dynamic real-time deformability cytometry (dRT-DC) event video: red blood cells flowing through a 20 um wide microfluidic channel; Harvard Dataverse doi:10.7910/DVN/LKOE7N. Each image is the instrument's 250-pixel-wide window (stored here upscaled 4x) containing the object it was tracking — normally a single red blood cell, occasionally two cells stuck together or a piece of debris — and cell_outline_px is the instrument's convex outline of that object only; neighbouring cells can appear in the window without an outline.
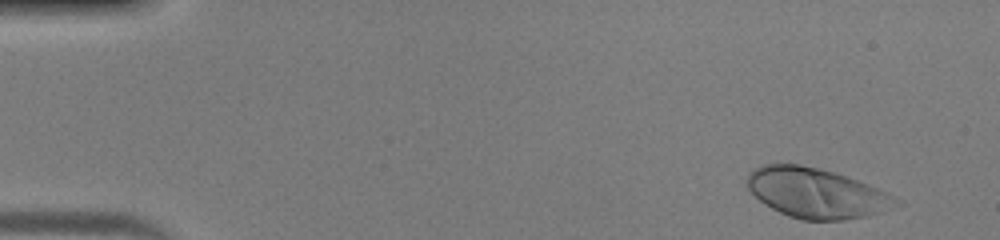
{"species": "human", "species_latin": "Homo sapiens", "temperature_condition": "warm", "stored_images_in_passage": 43, "camera_frame_rate_fps": 3000, "um_per_image_px": 0.085, "donor": {"sex": "male"}, "frame": {"image": 1, "passage_image": 1, "time_ms": 0.0, "image_size_px": [1000, 240], "cell_outline_px": [[904, 204], [884, 212], [868, 216], [844, 220], [800, 220], [788, 216], [764, 204], [748, 188], [748, 172], [764, 164], [800, 164], [820, 168], [856, 180], [888, 192], [904, 200]], "centroid_in_image_um": [69.47, 16.43], "position_along_channel_um": 15.5, "area_um2": 43.52}}
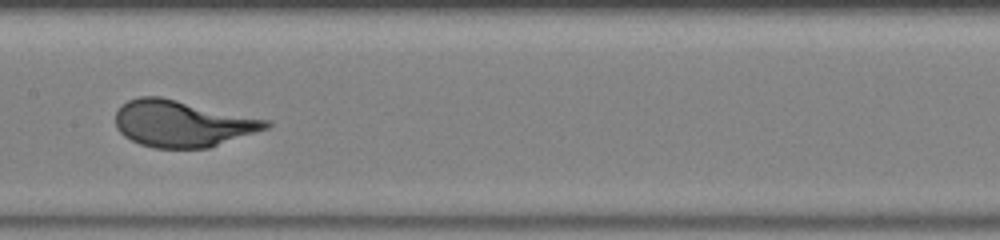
{"frame": {"image": 2, "passage_image": 21, "time_ms": 6.667, "image_size_px": [1000, 240], "cell_outline_px": [[272, 124], [268, 128], [208, 148], [156, 148], [140, 144], [124, 136], [116, 128], [116, 112], [128, 100], [140, 96], [160, 96], [272, 120]], "centroid_in_image_um": [15.52, 10.5], "position_along_channel_um": 191.9, "area_um2": 40.81}}
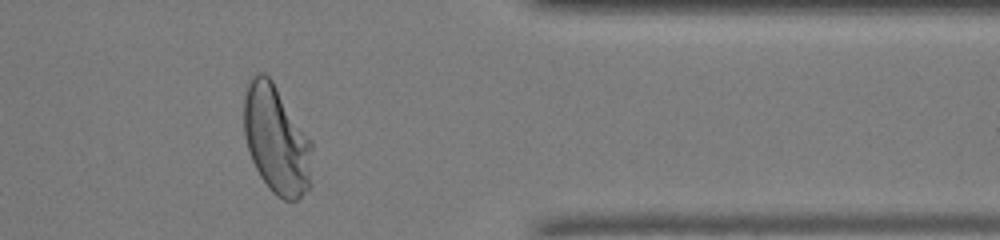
{"frame": {"image": 3, "passage_image": 35, "time_ms": 11.333, "image_size_px": [1000, 240], "cell_outline_px": [[312, 184], [296, 200], [284, 200], [276, 196], [272, 192], [260, 176], [252, 160], [244, 136], [244, 96], [248, 84], [252, 76], [256, 72], [264, 72], [272, 80], [312, 140]], "centroid_in_image_um": [23.51, 11.88], "position_along_channel_um": 387.9, "area_um2": 43.41}}